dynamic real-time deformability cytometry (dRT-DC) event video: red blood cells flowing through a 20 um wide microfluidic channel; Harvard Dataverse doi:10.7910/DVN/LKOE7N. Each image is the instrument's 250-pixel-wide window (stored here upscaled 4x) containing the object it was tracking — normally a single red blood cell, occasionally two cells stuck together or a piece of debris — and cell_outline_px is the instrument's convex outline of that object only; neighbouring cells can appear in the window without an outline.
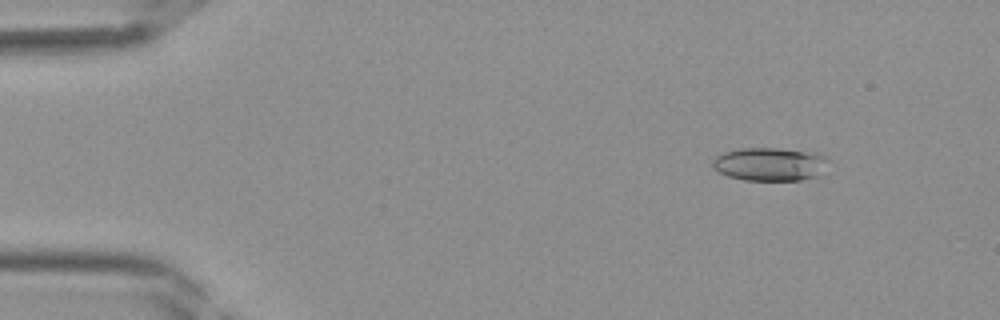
{"species": "Egyptian fruit bat (a non-hibernating species)", "species_latin": "Rousettus aegyptiacus", "temperature_condition": "room temperature", "stored_images_in_passage": 37, "camera_frame_rate_fps": 3000, "um_per_image_px": 0.085, "frame": {"image": 1, "passage_image": 5, "time_ms": 1.333, "image_size_px": [1000, 320], "cell_outline_px": [[832, 160], [820, 176], [800, 180], [744, 180], [728, 176], [712, 168], [712, 160], [716, 156], [724, 152], [740, 148], [776, 148], [816, 152], [828, 156]], "centroid_in_image_um": [65.52, 13.95], "position_along_channel_um": 19.5, "area_um2": 23.0}}
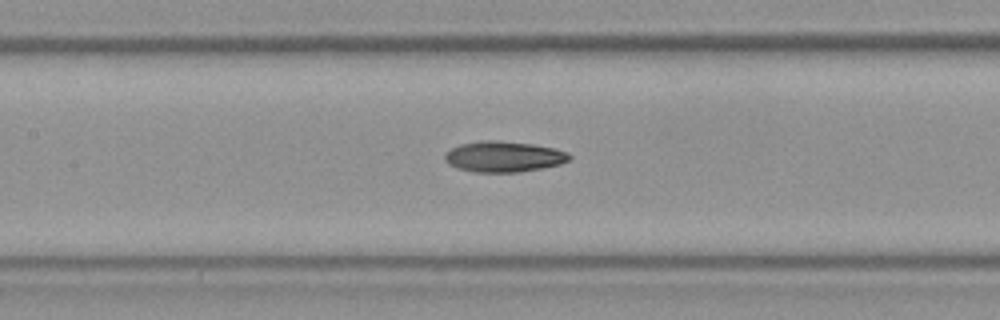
{"frame": {"image": 2, "passage_image": 19, "time_ms": 6.0, "image_size_px": [1000, 320], "cell_outline_px": [[572, 156], [568, 160], [560, 164], [520, 172], [476, 172], [456, 168], [448, 164], [444, 160], [444, 156], [452, 148], [460, 144], [480, 140], [500, 140], [532, 144], [552, 148], [568, 152]], "centroid_in_image_um": [42.79, 13.31], "position_along_channel_um": 164.6, "area_um2": 22.31}}
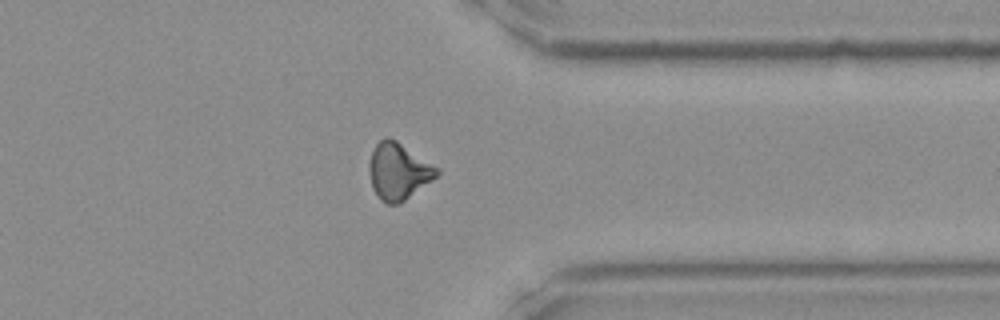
{"frame": {"image": 3, "passage_image": 32, "time_ms": 10.333, "image_size_px": [1000, 320], "cell_outline_px": [[440, 172], [432, 180], [400, 204], [384, 204], [380, 200], [372, 188], [368, 172], [368, 164], [372, 152], [376, 144], [384, 136], [388, 136], [396, 140], [440, 168]], "centroid_in_image_um": [33.84, 14.56], "position_along_channel_um": 377.6, "area_um2": 22.6}}